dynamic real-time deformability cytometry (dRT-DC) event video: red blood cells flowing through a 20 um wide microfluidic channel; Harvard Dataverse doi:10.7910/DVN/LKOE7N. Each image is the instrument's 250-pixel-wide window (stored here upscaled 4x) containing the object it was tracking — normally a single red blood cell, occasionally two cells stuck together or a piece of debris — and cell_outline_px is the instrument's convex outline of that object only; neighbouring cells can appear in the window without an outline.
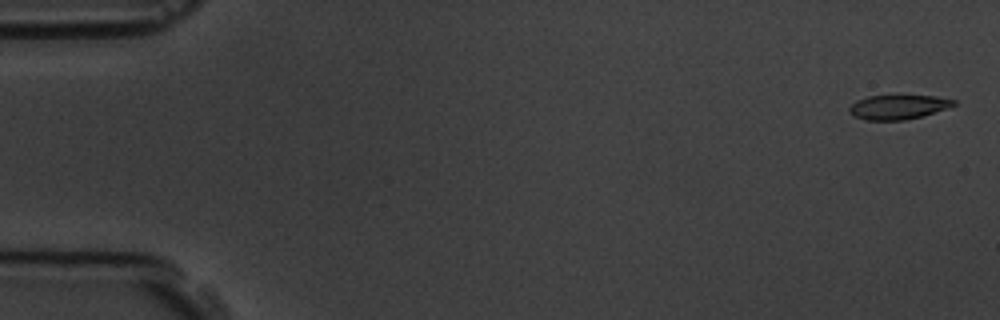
{"species": "common noctule bat (a hibernating species)", "species_latin": "Nyctalus noctula", "temperature_condition": "room temperature", "stored_images_in_passage": 6, "camera_frame_rate_fps": 3000, "um_per_image_px": 0.085, "animal": {"sex": "male", "body_mass_g": 19.5, "forearm_length_mm": 54.6}, "frame": {"image": 1, "passage_image": 1, "time_ms": 0.0, "image_size_px": [1000, 320], "cell_outline_px": [[956, 104], [924, 116], [904, 120], [864, 120], [852, 116], [848, 112], [848, 108], [856, 100], [868, 96], [936, 96], [956, 100]], "centroid_in_image_um": [76.29, 9.11], "position_along_channel_um": 8.7, "area_um2": 14.85}}
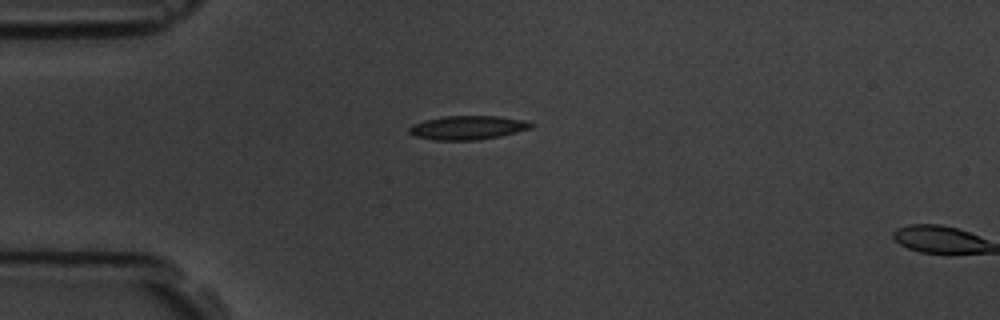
{"frame": {"image": 2, "passage_image": 5, "time_ms": 4.333, "image_size_px": [1000, 320], "cell_outline_px": [[536, 124], [532, 128], [500, 136], [476, 140], [432, 140], [412, 136], [408, 132], [408, 128], [412, 124], [424, 120], [444, 116], [500, 116], [524, 120]], "centroid_in_image_um": [39.73, 10.85], "position_along_channel_um": 45.3, "area_um2": 17.17}}